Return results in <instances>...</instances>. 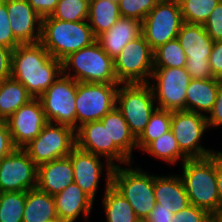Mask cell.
Segmentation results:
<instances>
[{
  "instance_id": "obj_42",
  "label": "cell",
  "mask_w": 222,
  "mask_h": 222,
  "mask_svg": "<svg viewBox=\"0 0 222 222\" xmlns=\"http://www.w3.org/2000/svg\"><path fill=\"white\" fill-rule=\"evenodd\" d=\"M209 65L214 77L222 71V40L214 41L212 52L209 56Z\"/></svg>"
},
{
  "instance_id": "obj_2",
  "label": "cell",
  "mask_w": 222,
  "mask_h": 222,
  "mask_svg": "<svg viewBox=\"0 0 222 222\" xmlns=\"http://www.w3.org/2000/svg\"><path fill=\"white\" fill-rule=\"evenodd\" d=\"M180 175L190 204L208 211L220 212L215 173V152L204 158L187 159Z\"/></svg>"
},
{
  "instance_id": "obj_4",
  "label": "cell",
  "mask_w": 222,
  "mask_h": 222,
  "mask_svg": "<svg viewBox=\"0 0 222 222\" xmlns=\"http://www.w3.org/2000/svg\"><path fill=\"white\" fill-rule=\"evenodd\" d=\"M70 70H73V75ZM62 74L77 82L118 83L114 60L103 51L97 41L64 58Z\"/></svg>"
},
{
  "instance_id": "obj_29",
  "label": "cell",
  "mask_w": 222,
  "mask_h": 222,
  "mask_svg": "<svg viewBox=\"0 0 222 222\" xmlns=\"http://www.w3.org/2000/svg\"><path fill=\"white\" fill-rule=\"evenodd\" d=\"M121 17L119 5L114 0H90L87 22L95 37L109 30Z\"/></svg>"
},
{
  "instance_id": "obj_34",
  "label": "cell",
  "mask_w": 222,
  "mask_h": 222,
  "mask_svg": "<svg viewBox=\"0 0 222 222\" xmlns=\"http://www.w3.org/2000/svg\"><path fill=\"white\" fill-rule=\"evenodd\" d=\"M221 0H179L184 23L204 25Z\"/></svg>"
},
{
  "instance_id": "obj_25",
  "label": "cell",
  "mask_w": 222,
  "mask_h": 222,
  "mask_svg": "<svg viewBox=\"0 0 222 222\" xmlns=\"http://www.w3.org/2000/svg\"><path fill=\"white\" fill-rule=\"evenodd\" d=\"M113 169H106V187L102 200L106 222H137L139 218L128 200L112 185Z\"/></svg>"
},
{
  "instance_id": "obj_30",
  "label": "cell",
  "mask_w": 222,
  "mask_h": 222,
  "mask_svg": "<svg viewBox=\"0 0 222 222\" xmlns=\"http://www.w3.org/2000/svg\"><path fill=\"white\" fill-rule=\"evenodd\" d=\"M143 151L172 165L179 160H182L183 164L188 159L181 152L171 130L150 142Z\"/></svg>"
},
{
  "instance_id": "obj_14",
  "label": "cell",
  "mask_w": 222,
  "mask_h": 222,
  "mask_svg": "<svg viewBox=\"0 0 222 222\" xmlns=\"http://www.w3.org/2000/svg\"><path fill=\"white\" fill-rule=\"evenodd\" d=\"M206 115L188 110L172 111L171 128L181 152L188 158L210 156L212 149H205L201 144L202 136L207 130Z\"/></svg>"
},
{
  "instance_id": "obj_41",
  "label": "cell",
  "mask_w": 222,
  "mask_h": 222,
  "mask_svg": "<svg viewBox=\"0 0 222 222\" xmlns=\"http://www.w3.org/2000/svg\"><path fill=\"white\" fill-rule=\"evenodd\" d=\"M206 115L208 127H219L222 125V85H219L217 98L212 110Z\"/></svg>"
},
{
  "instance_id": "obj_50",
  "label": "cell",
  "mask_w": 222,
  "mask_h": 222,
  "mask_svg": "<svg viewBox=\"0 0 222 222\" xmlns=\"http://www.w3.org/2000/svg\"><path fill=\"white\" fill-rule=\"evenodd\" d=\"M137 222H149L147 219H139Z\"/></svg>"
},
{
  "instance_id": "obj_46",
  "label": "cell",
  "mask_w": 222,
  "mask_h": 222,
  "mask_svg": "<svg viewBox=\"0 0 222 222\" xmlns=\"http://www.w3.org/2000/svg\"><path fill=\"white\" fill-rule=\"evenodd\" d=\"M215 173L220 201V211H222V154L220 151H215Z\"/></svg>"
},
{
  "instance_id": "obj_19",
  "label": "cell",
  "mask_w": 222,
  "mask_h": 222,
  "mask_svg": "<svg viewBox=\"0 0 222 222\" xmlns=\"http://www.w3.org/2000/svg\"><path fill=\"white\" fill-rule=\"evenodd\" d=\"M73 166L74 182L93 200L103 170L100 156L79 149L77 146L68 156Z\"/></svg>"
},
{
  "instance_id": "obj_40",
  "label": "cell",
  "mask_w": 222,
  "mask_h": 222,
  "mask_svg": "<svg viewBox=\"0 0 222 222\" xmlns=\"http://www.w3.org/2000/svg\"><path fill=\"white\" fill-rule=\"evenodd\" d=\"M15 149L7 122L0 120V160Z\"/></svg>"
},
{
  "instance_id": "obj_22",
  "label": "cell",
  "mask_w": 222,
  "mask_h": 222,
  "mask_svg": "<svg viewBox=\"0 0 222 222\" xmlns=\"http://www.w3.org/2000/svg\"><path fill=\"white\" fill-rule=\"evenodd\" d=\"M54 200L58 218L68 222L76 221L81 213L88 219L94 203V200L75 182L55 194Z\"/></svg>"
},
{
  "instance_id": "obj_9",
  "label": "cell",
  "mask_w": 222,
  "mask_h": 222,
  "mask_svg": "<svg viewBox=\"0 0 222 222\" xmlns=\"http://www.w3.org/2000/svg\"><path fill=\"white\" fill-rule=\"evenodd\" d=\"M119 85L77 82L76 129L84 123L101 120L116 107Z\"/></svg>"
},
{
  "instance_id": "obj_49",
  "label": "cell",
  "mask_w": 222,
  "mask_h": 222,
  "mask_svg": "<svg viewBox=\"0 0 222 222\" xmlns=\"http://www.w3.org/2000/svg\"><path fill=\"white\" fill-rule=\"evenodd\" d=\"M50 222H68V221L63 220V219H61V218H57V219H55V220H53V221H50Z\"/></svg>"
},
{
  "instance_id": "obj_21",
  "label": "cell",
  "mask_w": 222,
  "mask_h": 222,
  "mask_svg": "<svg viewBox=\"0 0 222 222\" xmlns=\"http://www.w3.org/2000/svg\"><path fill=\"white\" fill-rule=\"evenodd\" d=\"M74 182L69 157L52 160L37 166V189L54 196Z\"/></svg>"
},
{
  "instance_id": "obj_17",
  "label": "cell",
  "mask_w": 222,
  "mask_h": 222,
  "mask_svg": "<svg viewBox=\"0 0 222 222\" xmlns=\"http://www.w3.org/2000/svg\"><path fill=\"white\" fill-rule=\"evenodd\" d=\"M5 121L16 148H23L36 138L48 123L39 98L31 99Z\"/></svg>"
},
{
  "instance_id": "obj_37",
  "label": "cell",
  "mask_w": 222,
  "mask_h": 222,
  "mask_svg": "<svg viewBox=\"0 0 222 222\" xmlns=\"http://www.w3.org/2000/svg\"><path fill=\"white\" fill-rule=\"evenodd\" d=\"M21 43L15 38L7 13L6 3L0 4V46L14 50Z\"/></svg>"
},
{
  "instance_id": "obj_27",
  "label": "cell",
  "mask_w": 222,
  "mask_h": 222,
  "mask_svg": "<svg viewBox=\"0 0 222 222\" xmlns=\"http://www.w3.org/2000/svg\"><path fill=\"white\" fill-rule=\"evenodd\" d=\"M57 218L54 196L37 188L26 191L22 222H50Z\"/></svg>"
},
{
  "instance_id": "obj_10",
  "label": "cell",
  "mask_w": 222,
  "mask_h": 222,
  "mask_svg": "<svg viewBox=\"0 0 222 222\" xmlns=\"http://www.w3.org/2000/svg\"><path fill=\"white\" fill-rule=\"evenodd\" d=\"M183 51L187 56L185 68L192 79H210L213 76L209 56L214 41L203 25L183 23L177 35Z\"/></svg>"
},
{
  "instance_id": "obj_1",
  "label": "cell",
  "mask_w": 222,
  "mask_h": 222,
  "mask_svg": "<svg viewBox=\"0 0 222 222\" xmlns=\"http://www.w3.org/2000/svg\"><path fill=\"white\" fill-rule=\"evenodd\" d=\"M62 74V61L52 57L39 42L21 44L12 52L11 77L39 98Z\"/></svg>"
},
{
  "instance_id": "obj_32",
  "label": "cell",
  "mask_w": 222,
  "mask_h": 222,
  "mask_svg": "<svg viewBox=\"0 0 222 222\" xmlns=\"http://www.w3.org/2000/svg\"><path fill=\"white\" fill-rule=\"evenodd\" d=\"M154 68H181L185 67L187 56L179 40L173 39L160 45L153 51Z\"/></svg>"
},
{
  "instance_id": "obj_15",
  "label": "cell",
  "mask_w": 222,
  "mask_h": 222,
  "mask_svg": "<svg viewBox=\"0 0 222 222\" xmlns=\"http://www.w3.org/2000/svg\"><path fill=\"white\" fill-rule=\"evenodd\" d=\"M76 146L101 158L104 157L107 169L133 162L115 144H109L107 127H104L100 120L84 123L76 129ZM114 160L119 163L116 164Z\"/></svg>"
},
{
  "instance_id": "obj_24",
  "label": "cell",
  "mask_w": 222,
  "mask_h": 222,
  "mask_svg": "<svg viewBox=\"0 0 222 222\" xmlns=\"http://www.w3.org/2000/svg\"><path fill=\"white\" fill-rule=\"evenodd\" d=\"M219 85L216 78L191 79L186 89L185 110L207 115L214 106Z\"/></svg>"
},
{
  "instance_id": "obj_38",
  "label": "cell",
  "mask_w": 222,
  "mask_h": 222,
  "mask_svg": "<svg viewBox=\"0 0 222 222\" xmlns=\"http://www.w3.org/2000/svg\"><path fill=\"white\" fill-rule=\"evenodd\" d=\"M212 215L199 207L192 204L175 213L172 222H211Z\"/></svg>"
},
{
  "instance_id": "obj_23",
  "label": "cell",
  "mask_w": 222,
  "mask_h": 222,
  "mask_svg": "<svg viewBox=\"0 0 222 222\" xmlns=\"http://www.w3.org/2000/svg\"><path fill=\"white\" fill-rule=\"evenodd\" d=\"M154 195L159 208L177 213L190 205L180 175H154Z\"/></svg>"
},
{
  "instance_id": "obj_3",
  "label": "cell",
  "mask_w": 222,
  "mask_h": 222,
  "mask_svg": "<svg viewBox=\"0 0 222 222\" xmlns=\"http://www.w3.org/2000/svg\"><path fill=\"white\" fill-rule=\"evenodd\" d=\"M95 41L96 37L87 20L72 22L51 16L42 18L40 43L52 57L60 61Z\"/></svg>"
},
{
  "instance_id": "obj_43",
  "label": "cell",
  "mask_w": 222,
  "mask_h": 222,
  "mask_svg": "<svg viewBox=\"0 0 222 222\" xmlns=\"http://www.w3.org/2000/svg\"><path fill=\"white\" fill-rule=\"evenodd\" d=\"M60 0H27L29 5L42 17L51 16Z\"/></svg>"
},
{
  "instance_id": "obj_35",
  "label": "cell",
  "mask_w": 222,
  "mask_h": 222,
  "mask_svg": "<svg viewBox=\"0 0 222 222\" xmlns=\"http://www.w3.org/2000/svg\"><path fill=\"white\" fill-rule=\"evenodd\" d=\"M90 0H60L51 17L61 21H84L88 19Z\"/></svg>"
},
{
  "instance_id": "obj_48",
  "label": "cell",
  "mask_w": 222,
  "mask_h": 222,
  "mask_svg": "<svg viewBox=\"0 0 222 222\" xmlns=\"http://www.w3.org/2000/svg\"><path fill=\"white\" fill-rule=\"evenodd\" d=\"M216 80L218 81V83H219L220 85H222V71H221V73L216 77Z\"/></svg>"
},
{
  "instance_id": "obj_13",
  "label": "cell",
  "mask_w": 222,
  "mask_h": 222,
  "mask_svg": "<svg viewBox=\"0 0 222 222\" xmlns=\"http://www.w3.org/2000/svg\"><path fill=\"white\" fill-rule=\"evenodd\" d=\"M191 79L185 67L154 68L150 86L158 104L157 108L170 111L185 110L186 89Z\"/></svg>"
},
{
  "instance_id": "obj_6",
  "label": "cell",
  "mask_w": 222,
  "mask_h": 222,
  "mask_svg": "<svg viewBox=\"0 0 222 222\" xmlns=\"http://www.w3.org/2000/svg\"><path fill=\"white\" fill-rule=\"evenodd\" d=\"M150 83L120 84L116 107L121 111L131 133L137 139L157 109Z\"/></svg>"
},
{
  "instance_id": "obj_33",
  "label": "cell",
  "mask_w": 222,
  "mask_h": 222,
  "mask_svg": "<svg viewBox=\"0 0 222 222\" xmlns=\"http://www.w3.org/2000/svg\"><path fill=\"white\" fill-rule=\"evenodd\" d=\"M26 192H0V222H22Z\"/></svg>"
},
{
  "instance_id": "obj_20",
  "label": "cell",
  "mask_w": 222,
  "mask_h": 222,
  "mask_svg": "<svg viewBox=\"0 0 222 222\" xmlns=\"http://www.w3.org/2000/svg\"><path fill=\"white\" fill-rule=\"evenodd\" d=\"M142 34V22L135 18L120 17L111 28L96 37L103 51L113 60L130 41Z\"/></svg>"
},
{
  "instance_id": "obj_26",
  "label": "cell",
  "mask_w": 222,
  "mask_h": 222,
  "mask_svg": "<svg viewBox=\"0 0 222 222\" xmlns=\"http://www.w3.org/2000/svg\"><path fill=\"white\" fill-rule=\"evenodd\" d=\"M100 121L107 127L109 144H115L132 161V151L137 148V139L131 133L121 111L115 107Z\"/></svg>"
},
{
  "instance_id": "obj_12",
  "label": "cell",
  "mask_w": 222,
  "mask_h": 222,
  "mask_svg": "<svg viewBox=\"0 0 222 222\" xmlns=\"http://www.w3.org/2000/svg\"><path fill=\"white\" fill-rule=\"evenodd\" d=\"M76 93L77 81L61 74L39 97L47 121L76 130Z\"/></svg>"
},
{
  "instance_id": "obj_39",
  "label": "cell",
  "mask_w": 222,
  "mask_h": 222,
  "mask_svg": "<svg viewBox=\"0 0 222 222\" xmlns=\"http://www.w3.org/2000/svg\"><path fill=\"white\" fill-rule=\"evenodd\" d=\"M203 26L213 41L222 40V0L212 10Z\"/></svg>"
},
{
  "instance_id": "obj_18",
  "label": "cell",
  "mask_w": 222,
  "mask_h": 222,
  "mask_svg": "<svg viewBox=\"0 0 222 222\" xmlns=\"http://www.w3.org/2000/svg\"><path fill=\"white\" fill-rule=\"evenodd\" d=\"M4 2L15 38L21 44L39 43L42 17L29 5L27 0H4Z\"/></svg>"
},
{
  "instance_id": "obj_11",
  "label": "cell",
  "mask_w": 222,
  "mask_h": 222,
  "mask_svg": "<svg viewBox=\"0 0 222 222\" xmlns=\"http://www.w3.org/2000/svg\"><path fill=\"white\" fill-rule=\"evenodd\" d=\"M183 23L179 0H160L142 21V35L154 51L176 39Z\"/></svg>"
},
{
  "instance_id": "obj_45",
  "label": "cell",
  "mask_w": 222,
  "mask_h": 222,
  "mask_svg": "<svg viewBox=\"0 0 222 222\" xmlns=\"http://www.w3.org/2000/svg\"><path fill=\"white\" fill-rule=\"evenodd\" d=\"M174 213L164 208H159L156 204L150 215L147 217L149 222H172Z\"/></svg>"
},
{
  "instance_id": "obj_31",
  "label": "cell",
  "mask_w": 222,
  "mask_h": 222,
  "mask_svg": "<svg viewBox=\"0 0 222 222\" xmlns=\"http://www.w3.org/2000/svg\"><path fill=\"white\" fill-rule=\"evenodd\" d=\"M172 111L156 109L144 131L137 138V148L143 150L150 142L170 131Z\"/></svg>"
},
{
  "instance_id": "obj_8",
  "label": "cell",
  "mask_w": 222,
  "mask_h": 222,
  "mask_svg": "<svg viewBox=\"0 0 222 222\" xmlns=\"http://www.w3.org/2000/svg\"><path fill=\"white\" fill-rule=\"evenodd\" d=\"M153 70V50L142 34L126 44L114 59L119 84L150 83Z\"/></svg>"
},
{
  "instance_id": "obj_36",
  "label": "cell",
  "mask_w": 222,
  "mask_h": 222,
  "mask_svg": "<svg viewBox=\"0 0 222 222\" xmlns=\"http://www.w3.org/2000/svg\"><path fill=\"white\" fill-rule=\"evenodd\" d=\"M160 0H119L121 17L135 18L140 22L158 4Z\"/></svg>"
},
{
  "instance_id": "obj_47",
  "label": "cell",
  "mask_w": 222,
  "mask_h": 222,
  "mask_svg": "<svg viewBox=\"0 0 222 222\" xmlns=\"http://www.w3.org/2000/svg\"><path fill=\"white\" fill-rule=\"evenodd\" d=\"M211 222H222V211H220L216 214H213Z\"/></svg>"
},
{
  "instance_id": "obj_7",
  "label": "cell",
  "mask_w": 222,
  "mask_h": 222,
  "mask_svg": "<svg viewBox=\"0 0 222 222\" xmlns=\"http://www.w3.org/2000/svg\"><path fill=\"white\" fill-rule=\"evenodd\" d=\"M76 147V130L70 126L48 122L40 134L22 149L39 166L68 157Z\"/></svg>"
},
{
  "instance_id": "obj_44",
  "label": "cell",
  "mask_w": 222,
  "mask_h": 222,
  "mask_svg": "<svg viewBox=\"0 0 222 222\" xmlns=\"http://www.w3.org/2000/svg\"><path fill=\"white\" fill-rule=\"evenodd\" d=\"M12 52L0 46V82L11 77Z\"/></svg>"
},
{
  "instance_id": "obj_28",
  "label": "cell",
  "mask_w": 222,
  "mask_h": 222,
  "mask_svg": "<svg viewBox=\"0 0 222 222\" xmlns=\"http://www.w3.org/2000/svg\"><path fill=\"white\" fill-rule=\"evenodd\" d=\"M33 96L26 87L12 77L0 82V120L8 119Z\"/></svg>"
},
{
  "instance_id": "obj_5",
  "label": "cell",
  "mask_w": 222,
  "mask_h": 222,
  "mask_svg": "<svg viewBox=\"0 0 222 222\" xmlns=\"http://www.w3.org/2000/svg\"><path fill=\"white\" fill-rule=\"evenodd\" d=\"M129 166L114 167L111 185L128 200L139 219H147L156 205L154 174L150 175L139 167L131 168V163Z\"/></svg>"
},
{
  "instance_id": "obj_16",
  "label": "cell",
  "mask_w": 222,
  "mask_h": 222,
  "mask_svg": "<svg viewBox=\"0 0 222 222\" xmlns=\"http://www.w3.org/2000/svg\"><path fill=\"white\" fill-rule=\"evenodd\" d=\"M36 187L37 165L22 148L0 160V192H26Z\"/></svg>"
}]
</instances>
